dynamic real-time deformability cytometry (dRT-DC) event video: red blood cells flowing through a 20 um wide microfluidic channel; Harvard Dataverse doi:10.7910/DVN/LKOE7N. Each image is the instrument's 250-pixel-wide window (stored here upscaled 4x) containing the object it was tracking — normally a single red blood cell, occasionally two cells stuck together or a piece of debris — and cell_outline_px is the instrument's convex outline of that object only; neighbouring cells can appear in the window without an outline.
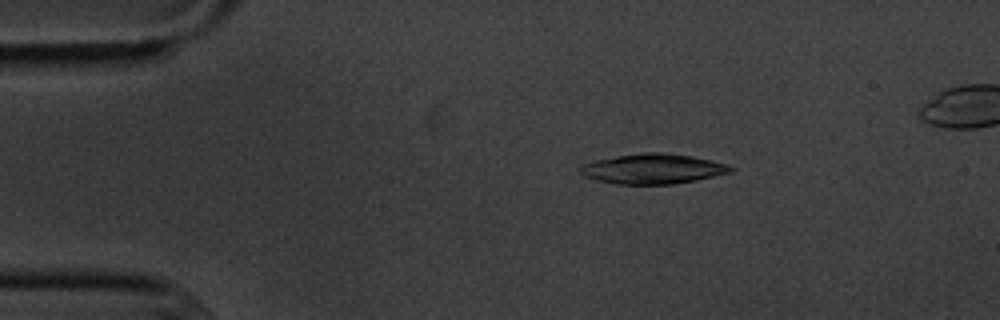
{"species": "common noctule bat (a hibernating species)", "species_latin": "Nyctalus noctula", "temperature_condition": "cold", "stored_images_in_passage": 4, "camera_frame_rate_fps": 3000, "um_per_image_px": 0.085, "animal": {"sex": "male", "body_mass_g": 20.1, "forearm_length_mm": 53.5}, "frame": {"image": 1, "passage_image": 1, "time_ms": 0.0, "image_size_px": [1000, 320], "cell_outline_px": [[736, 168], [732, 172], [696, 180], [672, 184], [616, 184], [584, 176], [580, 172], [580, 168], [584, 164], [596, 160], [616, 156], [644, 152], [660, 152], [692, 156], [728, 164]], "centroid_in_image_um": [55.54, 14.35], "position_along_channel_um": 29.5, "area_um2": 26.13}}